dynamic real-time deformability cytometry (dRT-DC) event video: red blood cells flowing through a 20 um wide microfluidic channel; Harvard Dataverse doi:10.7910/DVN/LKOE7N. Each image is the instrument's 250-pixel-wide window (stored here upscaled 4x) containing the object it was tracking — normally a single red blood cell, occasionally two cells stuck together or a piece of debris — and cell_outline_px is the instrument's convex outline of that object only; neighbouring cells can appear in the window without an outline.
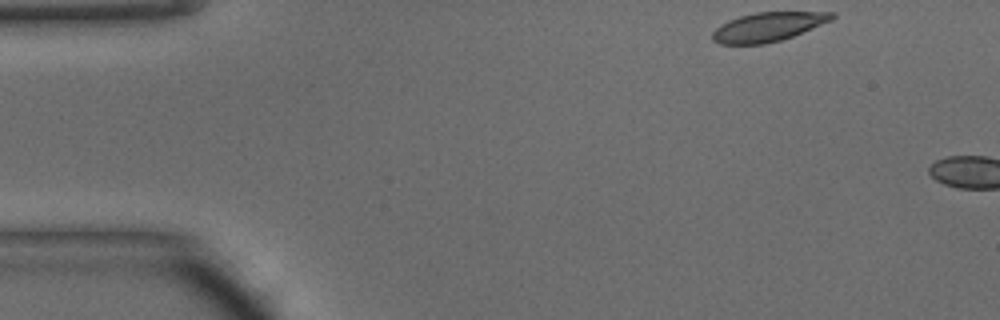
{"species": "common noctule bat (a hibernating species)", "species_latin": "Nyctalus noctula", "temperature_condition": "warm", "stored_images_in_passage": 3, "camera_frame_rate_fps": 3000, "um_per_image_px": 0.085, "animal": {"sex": "male", "body_mass_g": 15.6}, "frame": {"image": 1, "passage_image": 1, "time_ms": 0.0, "image_size_px": [1000, 320], "cell_outline_px": [[836, 16], [832, 20], [792, 36], [780, 40], [764, 44], [720, 44], [712, 40], [712, 32], [720, 24], [728, 20], [740, 16], [756, 12], [836, 12]], "centroid_in_image_um": [65.26, 2.28], "position_along_channel_um": 19.7, "area_um2": 20.17}}